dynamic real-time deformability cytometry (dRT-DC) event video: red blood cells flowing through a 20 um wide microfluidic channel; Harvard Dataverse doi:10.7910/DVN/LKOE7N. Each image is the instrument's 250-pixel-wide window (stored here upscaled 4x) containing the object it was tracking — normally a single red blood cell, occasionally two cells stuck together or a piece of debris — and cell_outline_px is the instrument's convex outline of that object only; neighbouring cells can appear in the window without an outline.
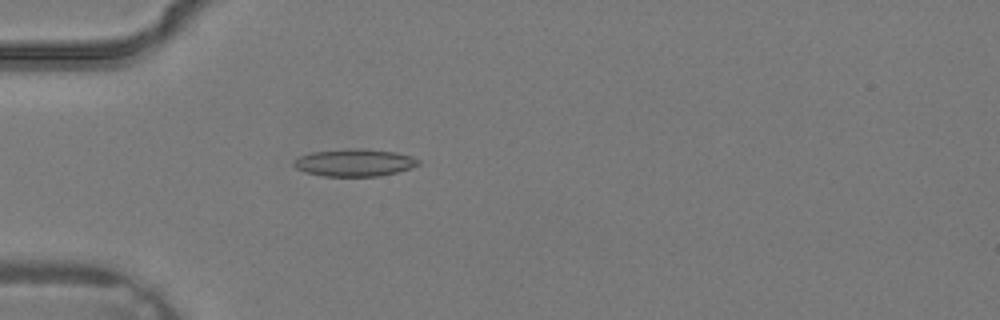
{"species": "common noctule bat (a hibernating species)", "species_latin": "Nyctalus noctula", "temperature_condition": "warm", "stored_images_in_passage": 3, "camera_frame_rate_fps": 3000, "um_per_image_px": 0.085, "animal": {"sex": "male", "body_mass_g": 19.2, "forearm_length_mm": 51.8}, "frame": {"image": 1, "passage_image": 3, "time_ms": 0.667, "image_size_px": [1000, 320], "cell_outline_px": [[420, 164], [412, 168], [380, 176], [324, 176], [304, 172], [296, 168], [292, 164], [300, 156], [312, 152], [352, 148], [364, 148], [396, 152], [412, 156], [420, 160]], "centroid_in_image_um": [30.16, 13.82], "position_along_channel_um": 54.8, "area_um2": 19.94}}